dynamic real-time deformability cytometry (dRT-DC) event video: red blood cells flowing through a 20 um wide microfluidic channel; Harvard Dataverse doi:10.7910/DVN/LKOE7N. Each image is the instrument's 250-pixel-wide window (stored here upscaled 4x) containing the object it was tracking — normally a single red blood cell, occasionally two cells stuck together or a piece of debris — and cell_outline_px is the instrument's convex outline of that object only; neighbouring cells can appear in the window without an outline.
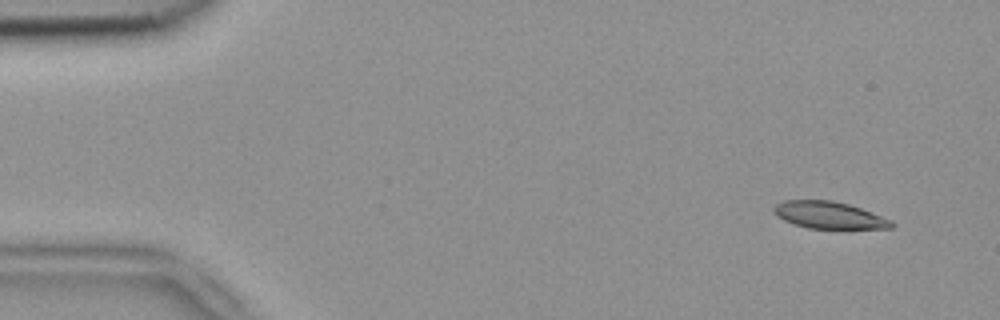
{"species": "common noctule bat (a hibernating species)", "species_latin": "Nyctalus noctula", "temperature_condition": "room temperature", "stored_images_in_passage": 4, "camera_frame_rate_fps": 3000, "um_per_image_px": 0.085, "animal": {"sex": "female", "body_mass_g": 18.4}, "frame": {"image": 1, "passage_image": 1, "time_ms": 0.0, "image_size_px": [1000, 320], "cell_outline_px": [[896, 224], [892, 228], [808, 228], [784, 220], [776, 216], [772, 212], [772, 208], [776, 204], [784, 200], [832, 200], [848, 204], [860, 208], [892, 220]], "centroid_in_image_um": [70.45, 18.28], "position_along_channel_um": 14.6, "area_um2": 18.44}}
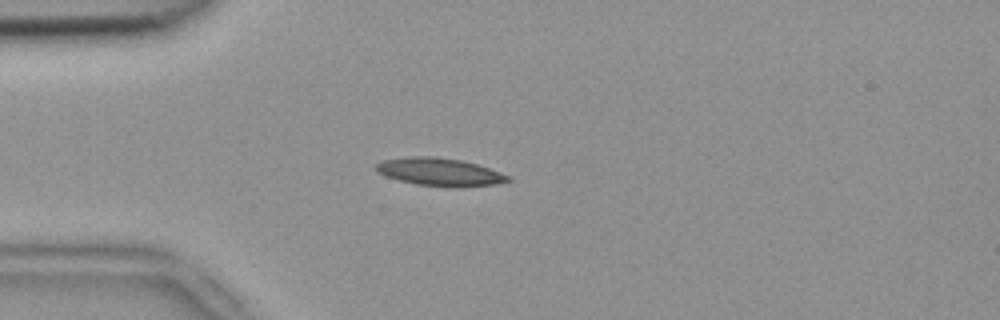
{"frame": {"image": 2, "passage_image": 4, "time_ms": 1.0, "image_size_px": [1000, 320], "cell_outline_px": [[512, 180], [496, 184], [460, 188], [452, 188], [416, 184], [400, 180], [376, 172], [376, 164], [384, 160], [408, 156], [436, 156], [460, 160], [476, 164], [512, 176]], "centroid_in_image_um": [37.42, 14.63], "position_along_channel_um": 47.6, "area_um2": 21.56}}